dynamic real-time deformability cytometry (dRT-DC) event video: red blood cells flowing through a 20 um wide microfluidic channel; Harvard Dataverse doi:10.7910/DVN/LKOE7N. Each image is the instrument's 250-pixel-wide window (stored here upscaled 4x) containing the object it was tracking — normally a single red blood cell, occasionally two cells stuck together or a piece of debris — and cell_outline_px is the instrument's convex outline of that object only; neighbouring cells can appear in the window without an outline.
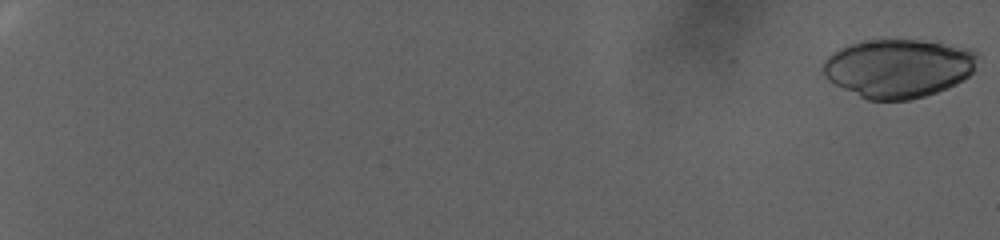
{"species": "human", "species_latin": "Homo sapiens", "temperature_condition": "warm", "stored_images_in_passage": 33, "camera_frame_rate_fps": 3000, "um_per_image_px": 0.085, "donor": {"sex": "female"}, "frame": {"image": 1, "passage_image": 1, "time_ms": 0.0, "image_size_px": [1000, 240], "cell_outline_px": [[980, 56], [972, 72], [964, 80], [948, 88], [912, 100], [868, 100], [828, 80], [820, 72], [820, 64], [832, 52], [848, 44], [860, 40], [940, 40], [972, 48]], "centroid_in_image_um": [76.39, 5.76], "position_along_channel_um": 8.6, "area_um2": 53.93}}
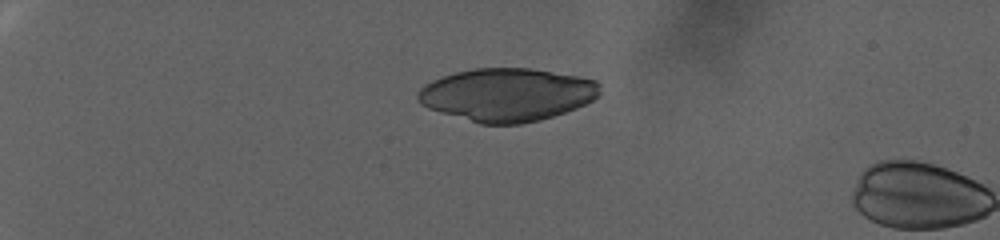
{"frame": {"image": 2, "passage_image": 29, "time_ms": 9.333, "image_size_px": [1000, 240], "cell_outline_px": [[600, 96], [576, 108], [540, 120], [520, 124], [480, 124], [440, 112], [428, 108], [420, 104], [416, 100], [416, 92], [424, 84], [432, 80], [456, 72], [472, 68], [528, 68], [576, 76], [596, 80], [600, 84]], "centroid_in_image_um": [43.06, 8.05], "position_along_channel_um": 41.9, "area_um2": 56.3}}